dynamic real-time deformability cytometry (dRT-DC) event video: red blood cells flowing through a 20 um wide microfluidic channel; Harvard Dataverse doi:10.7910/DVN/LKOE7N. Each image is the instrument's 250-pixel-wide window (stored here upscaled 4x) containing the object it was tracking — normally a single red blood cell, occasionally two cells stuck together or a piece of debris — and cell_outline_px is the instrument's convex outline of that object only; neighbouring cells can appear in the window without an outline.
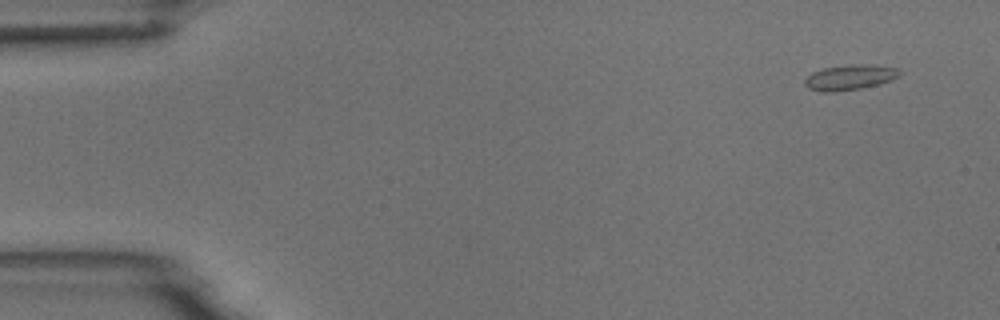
{"species": "common noctule bat (a hibernating species)", "species_latin": "Nyctalus noctula", "temperature_condition": "room temperature", "stored_images_in_passage": 10, "camera_frame_rate_fps": 3000, "um_per_image_px": 0.085, "animal": {"sex": "male", "body_mass_g": 18.8}, "frame": {"image": 1, "passage_image": 1, "time_ms": 0.0, "image_size_px": [1000, 320], "cell_outline_px": [[900, 76], [892, 80], [880, 84], [860, 88], [832, 92], [820, 92], [808, 88], [804, 84], [804, 80], [812, 72], [824, 68], [852, 64], [868, 64], [896, 68], [900, 72]], "centroid_in_image_um": [72.22, 6.58], "position_along_channel_um": 12.8, "area_um2": 13.93}}
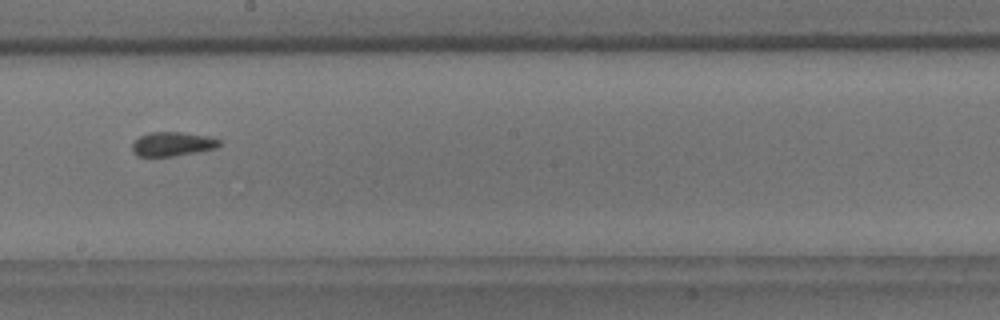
{"frame": {"image": 2, "passage_image": 9, "time_ms": 9.0, "image_size_px": [1000, 320], "cell_outline_px": [[220, 144], [216, 148], [196, 152], [172, 156], [136, 156], [132, 152], [132, 144], [140, 136], [148, 132], [180, 132], [208, 136], [220, 140]], "centroid_in_image_um": [14.63, 12.24], "position_along_channel_um": 233.6, "area_um2": 12.2}}
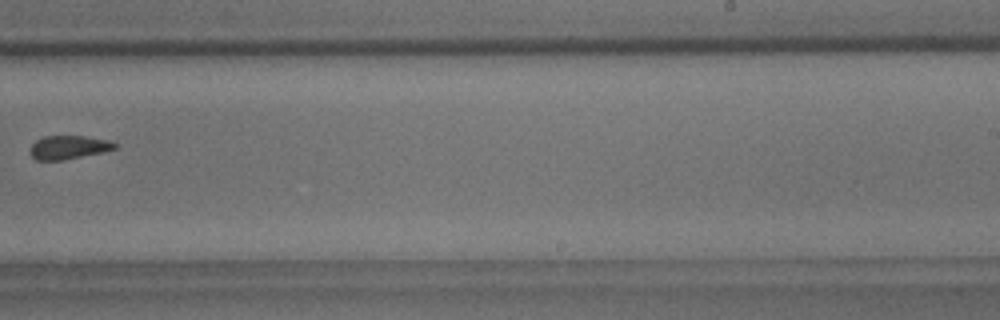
{"frame": {"image": 3, "passage_image": 10, "time_ms": 10.333, "image_size_px": [1000, 320], "cell_outline_px": [[120, 144], [116, 148], [104, 152], [64, 160], [36, 160], [28, 152], [28, 148], [36, 140], [44, 136], [84, 136], [108, 140]], "centroid_in_image_um": [5.82, 12.52], "position_along_channel_um": 283.2, "area_um2": 11.85}}